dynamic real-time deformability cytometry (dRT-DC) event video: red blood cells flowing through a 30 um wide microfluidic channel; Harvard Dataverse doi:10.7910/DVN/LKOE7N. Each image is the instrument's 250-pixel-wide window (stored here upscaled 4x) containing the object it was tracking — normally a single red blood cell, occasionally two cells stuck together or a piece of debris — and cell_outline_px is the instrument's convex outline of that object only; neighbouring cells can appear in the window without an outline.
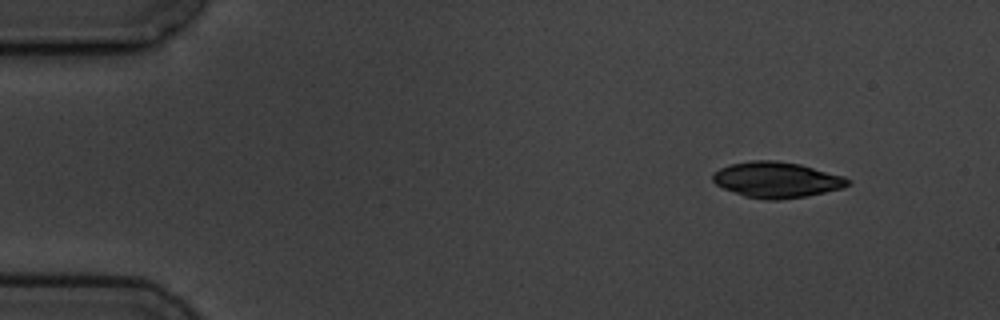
{"species": "common noctule bat (a hibernating species)", "species_latin": "Nyctalus noctula", "temperature_condition": "cold", "stored_images_in_passage": 3, "camera_frame_rate_fps": 3000, "um_per_image_px": 0.085, "animal": {"sex": "male", "body_mass_g": 19.5, "forearm_length_mm": 54.6}, "frame": {"image": 1, "passage_image": 1, "time_ms": 0.0, "image_size_px": [1000, 320], "cell_outline_px": [[852, 184], [844, 188], [804, 196], [780, 200], [764, 200], [744, 196], [724, 188], [716, 184], [712, 180], [712, 172], [720, 168], [732, 164], [752, 160], [776, 160], [800, 164], [844, 176], [852, 180]], "centroid_in_image_um": [66.04, 15.28], "position_along_channel_um": 19.0, "area_um2": 28.26}}
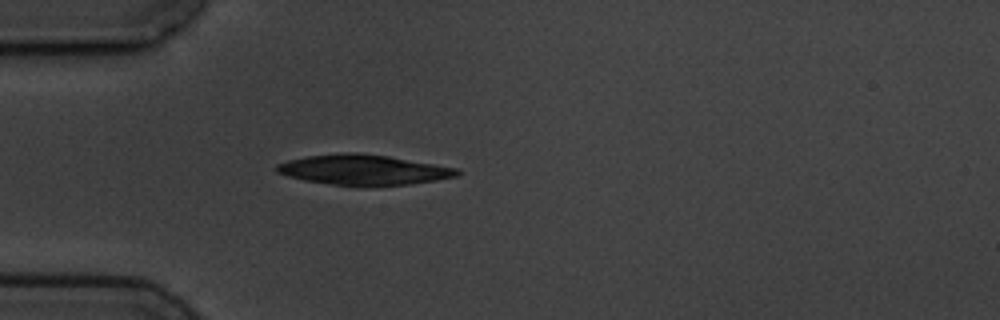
{"frame": {"image": 2, "passage_image": 3, "time_ms": 3.333, "image_size_px": [1000, 320], "cell_outline_px": [[460, 172], [456, 176], [436, 180], [408, 184], [332, 184], [304, 180], [288, 176], [276, 172], [276, 164], [288, 160], [308, 156], [344, 152], [356, 152], [388, 156], [460, 168]], "centroid_in_image_um": [30.89, 14.4], "position_along_channel_um": 54.1, "area_um2": 31.1}}